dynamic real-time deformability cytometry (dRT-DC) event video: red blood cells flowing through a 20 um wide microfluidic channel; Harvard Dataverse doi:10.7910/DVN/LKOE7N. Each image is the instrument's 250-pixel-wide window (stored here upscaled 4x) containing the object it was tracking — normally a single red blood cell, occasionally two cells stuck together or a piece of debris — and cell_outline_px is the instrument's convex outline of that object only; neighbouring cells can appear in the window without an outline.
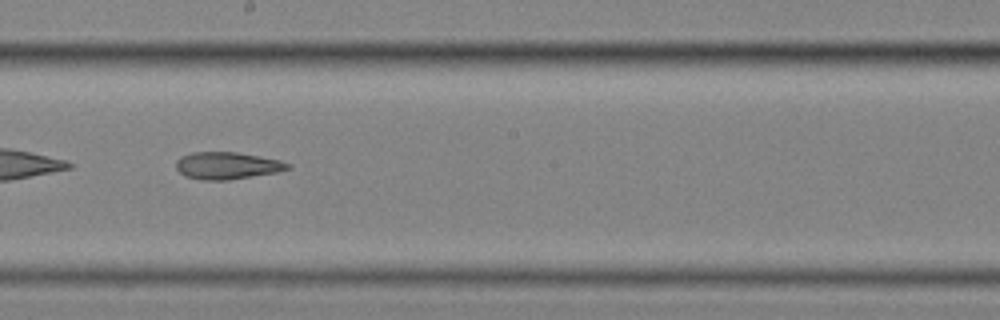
{"species": "common noctule bat (a hibernating species)", "species_latin": "Nyctalus noctula", "temperature_condition": "cold", "stored_images_in_passage": 57, "camera_frame_rate_fps": 3000, "um_per_image_px": 0.085, "animal": {"sex": "female", "body_mass_g": 25.1}, "frame": {"image": 1, "passage_image": 33, "time_ms": 10.667, "image_size_px": [1000, 320], "cell_outline_px": [[292, 168], [276, 172], [228, 180], [200, 180], [184, 176], [176, 168], [176, 160], [180, 156], [192, 152], [236, 152], [280, 160], [292, 164]], "centroid_in_image_um": [19.29, 14.08], "position_along_channel_um": 228.9, "area_um2": 17.74}}
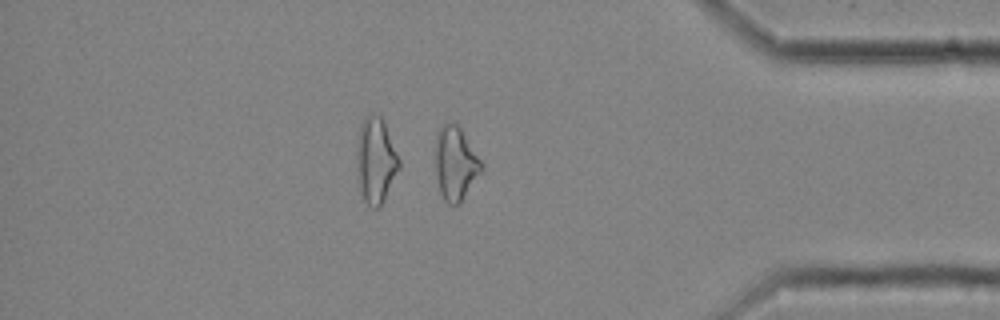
{"frame": {"image": 2, "passage_image": 49, "time_ms": 16.0, "image_size_px": [1000, 320], "cell_outline_px": [[484, 168], [460, 200], [456, 204], [448, 204], [444, 200], [440, 192], [436, 172], [436, 132], [444, 124], [456, 124], [460, 128], [484, 164]], "centroid_in_image_um": [38.72, 13.87], "position_along_channel_um": 396.5, "area_um2": 19.19}, "authors_computed_cell_mechanics": {"area_um2": 20.3456, "velocity_mm_per_s": 3.5438, "shape_relaxation_time_tau1_ms": null, "shape_relaxation_time_tau2_ms": 7.0832, "deformation_change_tau1": null, "deformation_change_tau2": 0.1786}}